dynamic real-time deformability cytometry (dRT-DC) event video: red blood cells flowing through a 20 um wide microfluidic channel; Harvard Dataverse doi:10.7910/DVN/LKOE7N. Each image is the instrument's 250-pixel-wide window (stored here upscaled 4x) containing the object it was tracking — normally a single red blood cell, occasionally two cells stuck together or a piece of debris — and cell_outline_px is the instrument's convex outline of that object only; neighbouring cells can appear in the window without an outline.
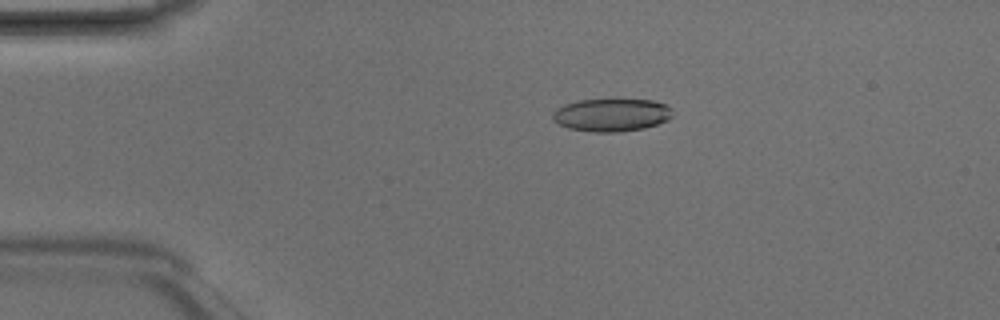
{"species": "Egyptian fruit bat (a non-hibernating species)", "species_latin": "Rousettus aegyptiacus", "temperature_condition": "room temperature", "stored_images_in_passage": 3, "camera_frame_rate_fps": 3000, "um_per_image_px": 0.085, "animal": {"sex": "male"}, "frame": {"image": 1, "passage_image": 2, "time_ms": 0.333, "image_size_px": [1000, 320], "cell_outline_px": [[672, 116], [668, 120], [644, 128], [616, 132], [592, 132], [568, 128], [552, 120], [552, 112], [556, 108], [564, 104], [580, 100], [652, 100], [664, 104], [672, 108]], "centroid_in_image_um": [51.95, 9.77], "position_along_channel_um": 33.0, "area_um2": 22.89}}